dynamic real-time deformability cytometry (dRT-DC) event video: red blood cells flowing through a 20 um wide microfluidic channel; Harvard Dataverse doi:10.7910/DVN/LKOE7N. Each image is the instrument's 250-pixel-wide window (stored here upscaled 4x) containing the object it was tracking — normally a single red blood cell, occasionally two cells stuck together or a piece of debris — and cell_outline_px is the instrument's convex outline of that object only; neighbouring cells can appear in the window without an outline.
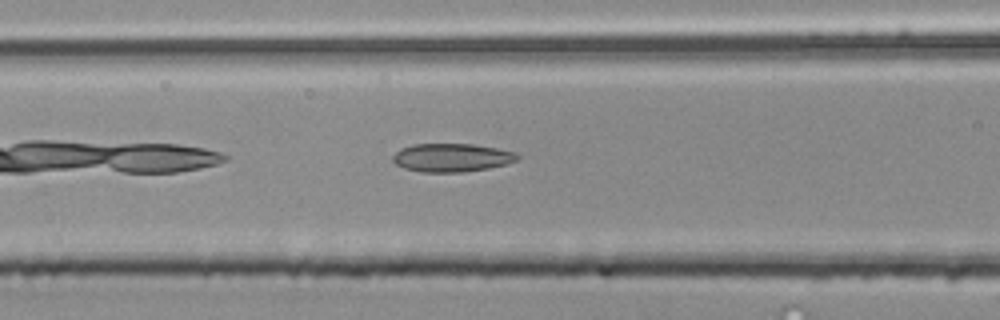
{"species": "common noctule bat (a hibernating species)", "species_latin": "Nyctalus noctula", "temperature_condition": "room temperature", "stored_images_in_passage": 4, "camera_frame_rate_fps": 3000, "um_per_image_px": 0.085, "animal": {"sex": "male", "body_mass_g": 20.4}, "frame": {"image": 1, "passage_image": 4, "time_ms": 1.0, "image_size_px": [1000, 320], "cell_outline_px": [[520, 156], [516, 160], [504, 164], [488, 168], [464, 172], [420, 172], [404, 168], [396, 164], [392, 160], [392, 156], [400, 148], [412, 144], [472, 144], [496, 148], [516, 152]], "centroid_in_image_um": [38.36, 13.39], "position_along_channel_um": 128.2, "area_um2": 20.58}}